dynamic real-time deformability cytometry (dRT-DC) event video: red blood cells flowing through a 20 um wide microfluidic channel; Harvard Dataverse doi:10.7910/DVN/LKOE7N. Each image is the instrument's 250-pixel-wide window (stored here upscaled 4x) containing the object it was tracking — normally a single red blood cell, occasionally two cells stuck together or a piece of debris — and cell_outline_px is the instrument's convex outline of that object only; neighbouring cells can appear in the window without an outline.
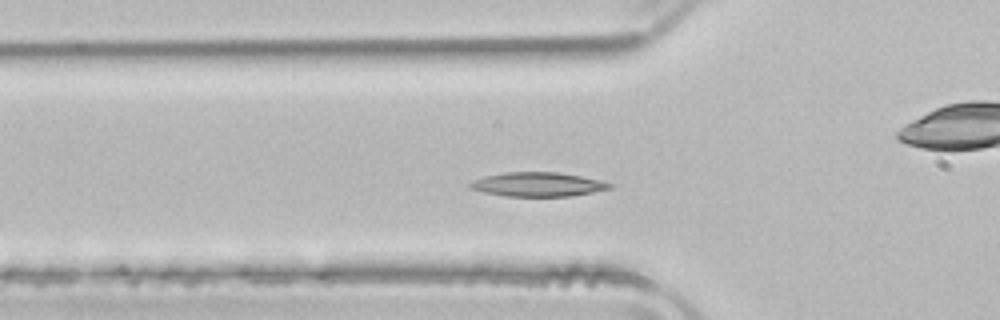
{"species": "common noctule bat (a hibernating species)", "species_latin": "Nyctalus noctula", "temperature_condition": "room temperature", "stored_images_in_passage": 48, "camera_frame_rate_fps": 3000, "um_per_image_px": 0.085, "animal": {"sex": "male", "body_mass_g": 21.5, "forearm_length_mm": 52.0}, "frame": {"image": 1, "passage_image": 13, "time_ms": 4.0, "image_size_px": [1000, 320], "cell_outline_px": [[612, 188], [572, 196], [504, 196], [484, 192], [468, 188], [468, 184], [472, 180], [484, 176], [504, 172], [556, 172], [580, 176], [600, 180], [612, 184]], "centroid_in_image_um": [45.66, 15.67], "position_along_channel_um": 80.1, "area_um2": 19.65}}
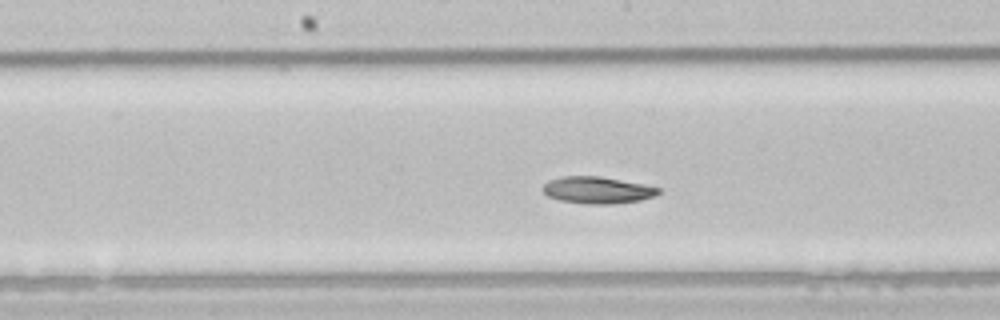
{"frame": {"image": 2, "passage_image": 22, "time_ms": 7.0, "image_size_px": [1000, 320], "cell_outline_px": [[660, 192], [656, 196], [640, 200], [616, 204], [584, 204], [560, 200], [548, 196], [544, 192], [544, 184], [548, 180], [560, 176], [600, 176], [644, 184], [660, 188]], "centroid_in_image_um": [50.79, 16.16], "position_along_channel_um": 197.4, "area_um2": 18.21}}
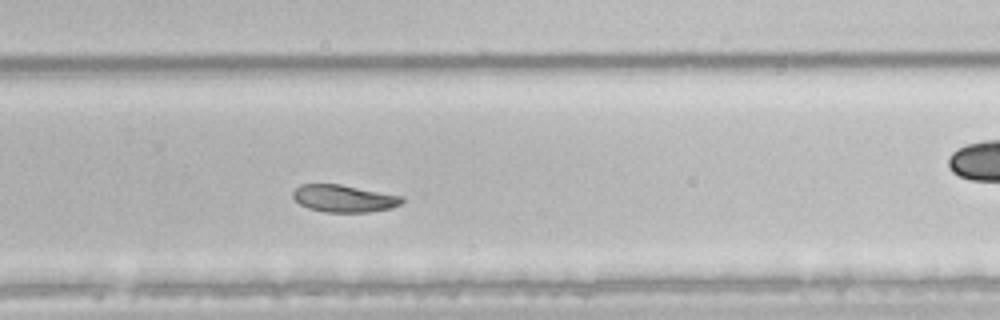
{"frame": {"image": 3, "passage_image": 30, "time_ms": 9.667, "image_size_px": [1000, 320], "cell_outline_px": [[404, 200], [400, 204], [392, 208], [368, 212], [324, 212], [308, 208], [300, 204], [292, 196], [292, 192], [300, 184], [340, 184], [404, 196]], "centroid_in_image_um": [29.24, 16.87], "position_along_channel_um": 300.6, "area_um2": 17.4}, "authors_computed_cell_mechanics": {"area_um2": 19.5653, "velocity_mm_per_s": 3.8945, "shape_relaxation_time_tau1_ms": 5.968, "shape_relaxation_time_tau2_ms": 2.9558, "deformation_change_tau1": 0.1362, "deformation_change_tau2": 0.0634}}